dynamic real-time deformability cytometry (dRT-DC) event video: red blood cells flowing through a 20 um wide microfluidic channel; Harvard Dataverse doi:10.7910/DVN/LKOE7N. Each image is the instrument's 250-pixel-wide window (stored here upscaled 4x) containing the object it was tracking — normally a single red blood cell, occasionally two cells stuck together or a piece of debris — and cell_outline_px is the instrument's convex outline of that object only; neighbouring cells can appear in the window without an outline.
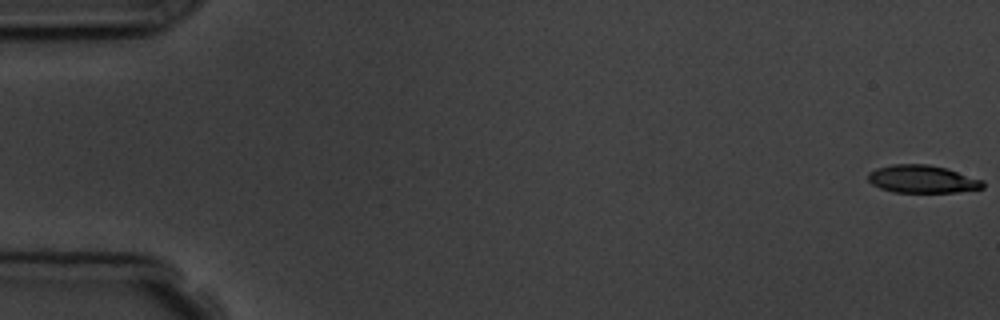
{"species": "common noctule bat (a hibernating species)", "species_latin": "Nyctalus noctula", "temperature_condition": "room temperature", "stored_images_in_passage": 5, "camera_frame_rate_fps": 3000, "um_per_image_px": 0.085, "animal": {"sex": "male", "body_mass_g": 19.5, "forearm_length_mm": 54.6}, "frame": {"image": 1, "passage_image": 1, "time_ms": 0.0, "image_size_px": [1000, 320], "cell_outline_px": [[984, 188], [956, 192], [892, 192], [880, 188], [872, 184], [868, 180], [868, 172], [876, 168], [892, 164], [928, 164], [948, 168], [984, 180]], "centroid_in_image_um": [78.41, 15.21], "position_along_channel_um": 6.6, "area_um2": 18.79}}
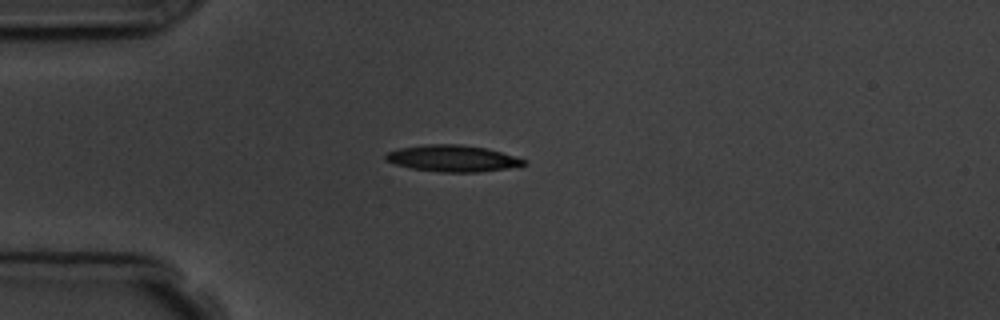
{"frame": {"image": 2, "passage_image": 5, "time_ms": 4.667, "image_size_px": [1000, 320], "cell_outline_px": [[528, 164], [508, 168], [476, 172], [440, 172], [412, 168], [396, 164], [384, 160], [384, 156], [388, 152], [400, 148], [424, 144], [460, 144], [488, 148], [528, 160]], "centroid_in_image_um": [38.49, 13.46], "position_along_channel_um": 46.5, "area_um2": 21.39}}